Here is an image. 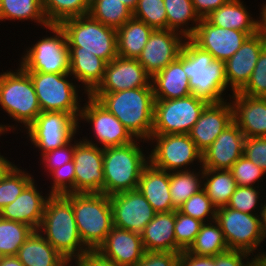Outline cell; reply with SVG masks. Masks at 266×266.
Here are the masks:
<instances>
[{
	"mask_svg": "<svg viewBox=\"0 0 266 266\" xmlns=\"http://www.w3.org/2000/svg\"><path fill=\"white\" fill-rule=\"evenodd\" d=\"M262 98L266 101V94Z\"/></svg>",
	"mask_w": 266,
	"mask_h": 266,
	"instance_id": "003e7915",
	"label": "cell"
},
{
	"mask_svg": "<svg viewBox=\"0 0 266 266\" xmlns=\"http://www.w3.org/2000/svg\"><path fill=\"white\" fill-rule=\"evenodd\" d=\"M149 140L156 141L155 148L149 155V162L158 169L179 171L178 169L193 164L196 159L202 163V152L189 134L151 135Z\"/></svg>",
	"mask_w": 266,
	"mask_h": 266,
	"instance_id": "4fadbf2b",
	"label": "cell"
},
{
	"mask_svg": "<svg viewBox=\"0 0 266 266\" xmlns=\"http://www.w3.org/2000/svg\"><path fill=\"white\" fill-rule=\"evenodd\" d=\"M175 210L156 213L141 233L145 251L176 253Z\"/></svg>",
	"mask_w": 266,
	"mask_h": 266,
	"instance_id": "83f0119b",
	"label": "cell"
},
{
	"mask_svg": "<svg viewBox=\"0 0 266 266\" xmlns=\"http://www.w3.org/2000/svg\"><path fill=\"white\" fill-rule=\"evenodd\" d=\"M109 198L114 227L141 234L156 214L138 189L117 193Z\"/></svg>",
	"mask_w": 266,
	"mask_h": 266,
	"instance_id": "9a60e30c",
	"label": "cell"
},
{
	"mask_svg": "<svg viewBox=\"0 0 266 266\" xmlns=\"http://www.w3.org/2000/svg\"><path fill=\"white\" fill-rule=\"evenodd\" d=\"M71 142L72 140L65 146L59 147L42 155V161H45L43 163L46 164L47 168L49 169V173L52 170L60 168L62 165L73 160L74 144Z\"/></svg>",
	"mask_w": 266,
	"mask_h": 266,
	"instance_id": "f907efd6",
	"label": "cell"
},
{
	"mask_svg": "<svg viewBox=\"0 0 266 266\" xmlns=\"http://www.w3.org/2000/svg\"><path fill=\"white\" fill-rule=\"evenodd\" d=\"M88 14L98 22L115 29L133 17V12L120 0H90Z\"/></svg>",
	"mask_w": 266,
	"mask_h": 266,
	"instance_id": "8d00e7d4",
	"label": "cell"
},
{
	"mask_svg": "<svg viewBox=\"0 0 266 266\" xmlns=\"http://www.w3.org/2000/svg\"><path fill=\"white\" fill-rule=\"evenodd\" d=\"M133 17L153 29H167V15L164 0H138Z\"/></svg>",
	"mask_w": 266,
	"mask_h": 266,
	"instance_id": "b9f144b4",
	"label": "cell"
},
{
	"mask_svg": "<svg viewBox=\"0 0 266 266\" xmlns=\"http://www.w3.org/2000/svg\"><path fill=\"white\" fill-rule=\"evenodd\" d=\"M183 37L173 30L154 29L137 61L153 77L179 57L184 44Z\"/></svg>",
	"mask_w": 266,
	"mask_h": 266,
	"instance_id": "e0dca14e",
	"label": "cell"
},
{
	"mask_svg": "<svg viewBox=\"0 0 266 266\" xmlns=\"http://www.w3.org/2000/svg\"><path fill=\"white\" fill-rule=\"evenodd\" d=\"M71 204L82 243L97 250L114 227L110 198L103 193H71Z\"/></svg>",
	"mask_w": 266,
	"mask_h": 266,
	"instance_id": "277c9868",
	"label": "cell"
},
{
	"mask_svg": "<svg viewBox=\"0 0 266 266\" xmlns=\"http://www.w3.org/2000/svg\"><path fill=\"white\" fill-rule=\"evenodd\" d=\"M137 145L133 141L123 146L103 148L104 194L107 196L138 188L149 157H145Z\"/></svg>",
	"mask_w": 266,
	"mask_h": 266,
	"instance_id": "5b68a950",
	"label": "cell"
},
{
	"mask_svg": "<svg viewBox=\"0 0 266 266\" xmlns=\"http://www.w3.org/2000/svg\"><path fill=\"white\" fill-rule=\"evenodd\" d=\"M7 158L0 155V181L6 176V174L14 167Z\"/></svg>",
	"mask_w": 266,
	"mask_h": 266,
	"instance_id": "6f0895ef",
	"label": "cell"
},
{
	"mask_svg": "<svg viewBox=\"0 0 266 266\" xmlns=\"http://www.w3.org/2000/svg\"><path fill=\"white\" fill-rule=\"evenodd\" d=\"M261 31L264 33L266 39V16L261 18Z\"/></svg>",
	"mask_w": 266,
	"mask_h": 266,
	"instance_id": "be15d7a7",
	"label": "cell"
},
{
	"mask_svg": "<svg viewBox=\"0 0 266 266\" xmlns=\"http://www.w3.org/2000/svg\"><path fill=\"white\" fill-rule=\"evenodd\" d=\"M260 14L262 18L266 16V4L263 5L262 12Z\"/></svg>",
	"mask_w": 266,
	"mask_h": 266,
	"instance_id": "03108f58",
	"label": "cell"
},
{
	"mask_svg": "<svg viewBox=\"0 0 266 266\" xmlns=\"http://www.w3.org/2000/svg\"><path fill=\"white\" fill-rule=\"evenodd\" d=\"M233 121L231 102L209 103L188 134L197 148L203 152Z\"/></svg>",
	"mask_w": 266,
	"mask_h": 266,
	"instance_id": "7402d4cb",
	"label": "cell"
},
{
	"mask_svg": "<svg viewBox=\"0 0 266 266\" xmlns=\"http://www.w3.org/2000/svg\"><path fill=\"white\" fill-rule=\"evenodd\" d=\"M75 261L77 266H122L105 258L96 250H88Z\"/></svg>",
	"mask_w": 266,
	"mask_h": 266,
	"instance_id": "db71d44e",
	"label": "cell"
},
{
	"mask_svg": "<svg viewBox=\"0 0 266 266\" xmlns=\"http://www.w3.org/2000/svg\"><path fill=\"white\" fill-rule=\"evenodd\" d=\"M86 140V141H85ZM75 193H103V148L84 139L74 144Z\"/></svg>",
	"mask_w": 266,
	"mask_h": 266,
	"instance_id": "5bb4252c",
	"label": "cell"
},
{
	"mask_svg": "<svg viewBox=\"0 0 266 266\" xmlns=\"http://www.w3.org/2000/svg\"><path fill=\"white\" fill-rule=\"evenodd\" d=\"M179 266H214V257L191 254L187 250L181 251Z\"/></svg>",
	"mask_w": 266,
	"mask_h": 266,
	"instance_id": "11a10c76",
	"label": "cell"
},
{
	"mask_svg": "<svg viewBox=\"0 0 266 266\" xmlns=\"http://www.w3.org/2000/svg\"><path fill=\"white\" fill-rule=\"evenodd\" d=\"M70 71L77 81L84 83L85 91L90 95L101 83L106 62L87 52H69Z\"/></svg>",
	"mask_w": 266,
	"mask_h": 266,
	"instance_id": "4dcf8cb0",
	"label": "cell"
},
{
	"mask_svg": "<svg viewBox=\"0 0 266 266\" xmlns=\"http://www.w3.org/2000/svg\"><path fill=\"white\" fill-rule=\"evenodd\" d=\"M33 19L47 27L50 25L44 15L41 0H0V20Z\"/></svg>",
	"mask_w": 266,
	"mask_h": 266,
	"instance_id": "f35d334b",
	"label": "cell"
},
{
	"mask_svg": "<svg viewBox=\"0 0 266 266\" xmlns=\"http://www.w3.org/2000/svg\"><path fill=\"white\" fill-rule=\"evenodd\" d=\"M6 130V132L8 131V127L5 125H0V134L4 133Z\"/></svg>",
	"mask_w": 266,
	"mask_h": 266,
	"instance_id": "e7e4bbea",
	"label": "cell"
},
{
	"mask_svg": "<svg viewBox=\"0 0 266 266\" xmlns=\"http://www.w3.org/2000/svg\"><path fill=\"white\" fill-rule=\"evenodd\" d=\"M228 0H192L194 10L200 19L206 18Z\"/></svg>",
	"mask_w": 266,
	"mask_h": 266,
	"instance_id": "9f6ffc18",
	"label": "cell"
},
{
	"mask_svg": "<svg viewBox=\"0 0 266 266\" xmlns=\"http://www.w3.org/2000/svg\"><path fill=\"white\" fill-rule=\"evenodd\" d=\"M155 99H176L191 93L189 78L183 70V47L179 57L152 77Z\"/></svg>",
	"mask_w": 266,
	"mask_h": 266,
	"instance_id": "4316f807",
	"label": "cell"
},
{
	"mask_svg": "<svg viewBox=\"0 0 266 266\" xmlns=\"http://www.w3.org/2000/svg\"><path fill=\"white\" fill-rule=\"evenodd\" d=\"M32 180L31 175L14 166L0 181V210L12 203Z\"/></svg>",
	"mask_w": 266,
	"mask_h": 266,
	"instance_id": "60d3db41",
	"label": "cell"
},
{
	"mask_svg": "<svg viewBox=\"0 0 266 266\" xmlns=\"http://www.w3.org/2000/svg\"><path fill=\"white\" fill-rule=\"evenodd\" d=\"M33 231L24 223L0 217V257L17 255L20 247Z\"/></svg>",
	"mask_w": 266,
	"mask_h": 266,
	"instance_id": "ab89813d",
	"label": "cell"
},
{
	"mask_svg": "<svg viewBox=\"0 0 266 266\" xmlns=\"http://www.w3.org/2000/svg\"><path fill=\"white\" fill-rule=\"evenodd\" d=\"M78 120L66 112H41L27 128L32 143L42 155L68 144L79 128Z\"/></svg>",
	"mask_w": 266,
	"mask_h": 266,
	"instance_id": "7c38bea8",
	"label": "cell"
},
{
	"mask_svg": "<svg viewBox=\"0 0 266 266\" xmlns=\"http://www.w3.org/2000/svg\"><path fill=\"white\" fill-rule=\"evenodd\" d=\"M184 168L179 171L169 172V185L172 206L177 210L186 200H188L193 194L203 189V169L199 175L190 169ZM201 178L199 180V176Z\"/></svg>",
	"mask_w": 266,
	"mask_h": 266,
	"instance_id": "d590c367",
	"label": "cell"
},
{
	"mask_svg": "<svg viewBox=\"0 0 266 266\" xmlns=\"http://www.w3.org/2000/svg\"><path fill=\"white\" fill-rule=\"evenodd\" d=\"M0 266H24V264L15 255L0 257Z\"/></svg>",
	"mask_w": 266,
	"mask_h": 266,
	"instance_id": "680465c9",
	"label": "cell"
},
{
	"mask_svg": "<svg viewBox=\"0 0 266 266\" xmlns=\"http://www.w3.org/2000/svg\"><path fill=\"white\" fill-rule=\"evenodd\" d=\"M211 221L202 224L195 241L187 250L189 253L214 257L229 250L219 223L216 220Z\"/></svg>",
	"mask_w": 266,
	"mask_h": 266,
	"instance_id": "836d02e7",
	"label": "cell"
},
{
	"mask_svg": "<svg viewBox=\"0 0 266 266\" xmlns=\"http://www.w3.org/2000/svg\"><path fill=\"white\" fill-rule=\"evenodd\" d=\"M232 98L233 120L245 137H266V101L239 92Z\"/></svg>",
	"mask_w": 266,
	"mask_h": 266,
	"instance_id": "d4e9b609",
	"label": "cell"
},
{
	"mask_svg": "<svg viewBox=\"0 0 266 266\" xmlns=\"http://www.w3.org/2000/svg\"><path fill=\"white\" fill-rule=\"evenodd\" d=\"M215 220L221 227L229 250L250 254L264 241L260 215H252L223 206L217 208Z\"/></svg>",
	"mask_w": 266,
	"mask_h": 266,
	"instance_id": "8fae6325",
	"label": "cell"
},
{
	"mask_svg": "<svg viewBox=\"0 0 266 266\" xmlns=\"http://www.w3.org/2000/svg\"><path fill=\"white\" fill-rule=\"evenodd\" d=\"M248 256L250 254L243 251L227 250L214 256V266H248L250 261L243 262Z\"/></svg>",
	"mask_w": 266,
	"mask_h": 266,
	"instance_id": "f5cc1de1",
	"label": "cell"
},
{
	"mask_svg": "<svg viewBox=\"0 0 266 266\" xmlns=\"http://www.w3.org/2000/svg\"><path fill=\"white\" fill-rule=\"evenodd\" d=\"M243 155L266 172V137L245 138Z\"/></svg>",
	"mask_w": 266,
	"mask_h": 266,
	"instance_id": "681fc988",
	"label": "cell"
},
{
	"mask_svg": "<svg viewBox=\"0 0 266 266\" xmlns=\"http://www.w3.org/2000/svg\"><path fill=\"white\" fill-rule=\"evenodd\" d=\"M48 195L38 232H44L43 237L70 263L89 250L77 230L71 193Z\"/></svg>",
	"mask_w": 266,
	"mask_h": 266,
	"instance_id": "7a4b0ae2",
	"label": "cell"
},
{
	"mask_svg": "<svg viewBox=\"0 0 266 266\" xmlns=\"http://www.w3.org/2000/svg\"><path fill=\"white\" fill-rule=\"evenodd\" d=\"M152 77L137 59L117 56L106 63L103 79L92 93H114L127 89L152 87Z\"/></svg>",
	"mask_w": 266,
	"mask_h": 266,
	"instance_id": "d6986e66",
	"label": "cell"
},
{
	"mask_svg": "<svg viewBox=\"0 0 266 266\" xmlns=\"http://www.w3.org/2000/svg\"><path fill=\"white\" fill-rule=\"evenodd\" d=\"M47 28L55 36L44 37L27 50L20 67L26 72L67 74L70 57L66 33L60 25H49Z\"/></svg>",
	"mask_w": 266,
	"mask_h": 266,
	"instance_id": "9c48e42d",
	"label": "cell"
},
{
	"mask_svg": "<svg viewBox=\"0 0 266 266\" xmlns=\"http://www.w3.org/2000/svg\"><path fill=\"white\" fill-rule=\"evenodd\" d=\"M245 135L233 121L215 141L202 152L203 169H226L243 156Z\"/></svg>",
	"mask_w": 266,
	"mask_h": 266,
	"instance_id": "44dd1931",
	"label": "cell"
},
{
	"mask_svg": "<svg viewBox=\"0 0 266 266\" xmlns=\"http://www.w3.org/2000/svg\"><path fill=\"white\" fill-rule=\"evenodd\" d=\"M154 29L134 17L116 29L117 53L123 58L137 59Z\"/></svg>",
	"mask_w": 266,
	"mask_h": 266,
	"instance_id": "1f68e13d",
	"label": "cell"
},
{
	"mask_svg": "<svg viewBox=\"0 0 266 266\" xmlns=\"http://www.w3.org/2000/svg\"><path fill=\"white\" fill-rule=\"evenodd\" d=\"M208 101L190 94L176 99H155L152 135L188 134Z\"/></svg>",
	"mask_w": 266,
	"mask_h": 266,
	"instance_id": "ba28073f",
	"label": "cell"
},
{
	"mask_svg": "<svg viewBox=\"0 0 266 266\" xmlns=\"http://www.w3.org/2000/svg\"><path fill=\"white\" fill-rule=\"evenodd\" d=\"M184 215L193 217L194 219L200 220L203 223L206 217L211 215L210 218L216 219L217 208L212 204L211 200L208 198L206 191L204 189L193 194L188 200H186L178 209Z\"/></svg>",
	"mask_w": 266,
	"mask_h": 266,
	"instance_id": "ee69618b",
	"label": "cell"
},
{
	"mask_svg": "<svg viewBox=\"0 0 266 266\" xmlns=\"http://www.w3.org/2000/svg\"><path fill=\"white\" fill-rule=\"evenodd\" d=\"M266 46L264 33L249 36L242 46L225 62V76L232 91L239 92L250 80L262 49Z\"/></svg>",
	"mask_w": 266,
	"mask_h": 266,
	"instance_id": "ffe728a7",
	"label": "cell"
},
{
	"mask_svg": "<svg viewBox=\"0 0 266 266\" xmlns=\"http://www.w3.org/2000/svg\"><path fill=\"white\" fill-rule=\"evenodd\" d=\"M48 198L49 196L44 199L37 191L33 179L12 203L0 210V217L24 223L37 231L41 225Z\"/></svg>",
	"mask_w": 266,
	"mask_h": 266,
	"instance_id": "cb8c5ba5",
	"label": "cell"
},
{
	"mask_svg": "<svg viewBox=\"0 0 266 266\" xmlns=\"http://www.w3.org/2000/svg\"><path fill=\"white\" fill-rule=\"evenodd\" d=\"M124 3L125 6H127L132 12L137 6L138 0H120Z\"/></svg>",
	"mask_w": 266,
	"mask_h": 266,
	"instance_id": "6125c7cd",
	"label": "cell"
},
{
	"mask_svg": "<svg viewBox=\"0 0 266 266\" xmlns=\"http://www.w3.org/2000/svg\"><path fill=\"white\" fill-rule=\"evenodd\" d=\"M91 97L112 113L138 139H150L154 120L152 87L127 89L114 93H91Z\"/></svg>",
	"mask_w": 266,
	"mask_h": 266,
	"instance_id": "6da1fadb",
	"label": "cell"
},
{
	"mask_svg": "<svg viewBox=\"0 0 266 266\" xmlns=\"http://www.w3.org/2000/svg\"><path fill=\"white\" fill-rule=\"evenodd\" d=\"M53 185L50 195H66L75 193V166L72 161L67 162L60 168L51 171Z\"/></svg>",
	"mask_w": 266,
	"mask_h": 266,
	"instance_id": "7dc6e473",
	"label": "cell"
},
{
	"mask_svg": "<svg viewBox=\"0 0 266 266\" xmlns=\"http://www.w3.org/2000/svg\"><path fill=\"white\" fill-rule=\"evenodd\" d=\"M16 256L24 266H71L38 230L30 234Z\"/></svg>",
	"mask_w": 266,
	"mask_h": 266,
	"instance_id": "f1b7e54d",
	"label": "cell"
},
{
	"mask_svg": "<svg viewBox=\"0 0 266 266\" xmlns=\"http://www.w3.org/2000/svg\"><path fill=\"white\" fill-rule=\"evenodd\" d=\"M261 210H260V221H261V230H262V234H263V238L266 237V203L264 204V206L261 204Z\"/></svg>",
	"mask_w": 266,
	"mask_h": 266,
	"instance_id": "94428289",
	"label": "cell"
},
{
	"mask_svg": "<svg viewBox=\"0 0 266 266\" xmlns=\"http://www.w3.org/2000/svg\"><path fill=\"white\" fill-rule=\"evenodd\" d=\"M239 93L251 97H263L266 94V46L258 57L250 80Z\"/></svg>",
	"mask_w": 266,
	"mask_h": 266,
	"instance_id": "bcb514c9",
	"label": "cell"
},
{
	"mask_svg": "<svg viewBox=\"0 0 266 266\" xmlns=\"http://www.w3.org/2000/svg\"><path fill=\"white\" fill-rule=\"evenodd\" d=\"M37 95L42 112H66L77 120L81 113L76 85L70 83L67 74L27 72Z\"/></svg>",
	"mask_w": 266,
	"mask_h": 266,
	"instance_id": "30bf717a",
	"label": "cell"
},
{
	"mask_svg": "<svg viewBox=\"0 0 266 266\" xmlns=\"http://www.w3.org/2000/svg\"><path fill=\"white\" fill-rule=\"evenodd\" d=\"M184 39L183 70L189 78L191 93L209 103L223 102L222 93L228 87L225 62L197 46L190 38Z\"/></svg>",
	"mask_w": 266,
	"mask_h": 266,
	"instance_id": "3957f363",
	"label": "cell"
},
{
	"mask_svg": "<svg viewBox=\"0 0 266 266\" xmlns=\"http://www.w3.org/2000/svg\"><path fill=\"white\" fill-rule=\"evenodd\" d=\"M259 191L256 188L248 186H237L235 192L232 194L227 207L232 208L237 211L249 213L252 215L253 210L255 212L256 206L258 205L257 201L259 197Z\"/></svg>",
	"mask_w": 266,
	"mask_h": 266,
	"instance_id": "c3c4849f",
	"label": "cell"
},
{
	"mask_svg": "<svg viewBox=\"0 0 266 266\" xmlns=\"http://www.w3.org/2000/svg\"><path fill=\"white\" fill-rule=\"evenodd\" d=\"M250 35L235 29H225L211 24L206 18L200 19L190 39L214 59L226 62L242 46Z\"/></svg>",
	"mask_w": 266,
	"mask_h": 266,
	"instance_id": "ac0fdd59",
	"label": "cell"
},
{
	"mask_svg": "<svg viewBox=\"0 0 266 266\" xmlns=\"http://www.w3.org/2000/svg\"><path fill=\"white\" fill-rule=\"evenodd\" d=\"M235 179L237 186L253 187L256 181L262 179L265 171L257 164L241 156L229 169Z\"/></svg>",
	"mask_w": 266,
	"mask_h": 266,
	"instance_id": "f6af8a7d",
	"label": "cell"
},
{
	"mask_svg": "<svg viewBox=\"0 0 266 266\" xmlns=\"http://www.w3.org/2000/svg\"><path fill=\"white\" fill-rule=\"evenodd\" d=\"M88 96V101L81 108L80 119L93 124L96 139L102 147L123 146L135 141V137L127 130L124 125L110 113L96 99Z\"/></svg>",
	"mask_w": 266,
	"mask_h": 266,
	"instance_id": "2e32d148",
	"label": "cell"
},
{
	"mask_svg": "<svg viewBox=\"0 0 266 266\" xmlns=\"http://www.w3.org/2000/svg\"><path fill=\"white\" fill-rule=\"evenodd\" d=\"M137 189L156 213L176 210L171 202L169 172L158 169L149 162L142 170Z\"/></svg>",
	"mask_w": 266,
	"mask_h": 266,
	"instance_id": "484cf974",
	"label": "cell"
},
{
	"mask_svg": "<svg viewBox=\"0 0 266 266\" xmlns=\"http://www.w3.org/2000/svg\"><path fill=\"white\" fill-rule=\"evenodd\" d=\"M134 266H179V253L145 251Z\"/></svg>",
	"mask_w": 266,
	"mask_h": 266,
	"instance_id": "816d5d0a",
	"label": "cell"
},
{
	"mask_svg": "<svg viewBox=\"0 0 266 266\" xmlns=\"http://www.w3.org/2000/svg\"><path fill=\"white\" fill-rule=\"evenodd\" d=\"M44 15L50 25H60L63 21L87 15L90 0H41Z\"/></svg>",
	"mask_w": 266,
	"mask_h": 266,
	"instance_id": "74e56055",
	"label": "cell"
},
{
	"mask_svg": "<svg viewBox=\"0 0 266 266\" xmlns=\"http://www.w3.org/2000/svg\"><path fill=\"white\" fill-rule=\"evenodd\" d=\"M209 177V178H208ZM203 189L216 207L227 206L237 184L230 170L203 169Z\"/></svg>",
	"mask_w": 266,
	"mask_h": 266,
	"instance_id": "d6a6232c",
	"label": "cell"
},
{
	"mask_svg": "<svg viewBox=\"0 0 266 266\" xmlns=\"http://www.w3.org/2000/svg\"><path fill=\"white\" fill-rule=\"evenodd\" d=\"M164 7L167 15V29L179 32L186 39L190 38L200 22L192 0H164ZM188 21H194L196 25L184 29V25L187 26Z\"/></svg>",
	"mask_w": 266,
	"mask_h": 266,
	"instance_id": "e575fe53",
	"label": "cell"
},
{
	"mask_svg": "<svg viewBox=\"0 0 266 266\" xmlns=\"http://www.w3.org/2000/svg\"><path fill=\"white\" fill-rule=\"evenodd\" d=\"M0 105L26 129L42 112L32 79L21 67L17 72L0 74Z\"/></svg>",
	"mask_w": 266,
	"mask_h": 266,
	"instance_id": "52a82bcc",
	"label": "cell"
},
{
	"mask_svg": "<svg viewBox=\"0 0 266 266\" xmlns=\"http://www.w3.org/2000/svg\"><path fill=\"white\" fill-rule=\"evenodd\" d=\"M252 18L240 0H228L206 17L215 26L243 31L250 36L261 31V20Z\"/></svg>",
	"mask_w": 266,
	"mask_h": 266,
	"instance_id": "f546056e",
	"label": "cell"
},
{
	"mask_svg": "<svg viewBox=\"0 0 266 266\" xmlns=\"http://www.w3.org/2000/svg\"><path fill=\"white\" fill-rule=\"evenodd\" d=\"M203 222L175 210L174 233L176 238V253L188 250L195 241Z\"/></svg>",
	"mask_w": 266,
	"mask_h": 266,
	"instance_id": "7bdbcfd3",
	"label": "cell"
},
{
	"mask_svg": "<svg viewBox=\"0 0 266 266\" xmlns=\"http://www.w3.org/2000/svg\"><path fill=\"white\" fill-rule=\"evenodd\" d=\"M259 255V256H258ZM248 266H266V253H259L255 256Z\"/></svg>",
	"mask_w": 266,
	"mask_h": 266,
	"instance_id": "91938a15",
	"label": "cell"
},
{
	"mask_svg": "<svg viewBox=\"0 0 266 266\" xmlns=\"http://www.w3.org/2000/svg\"><path fill=\"white\" fill-rule=\"evenodd\" d=\"M105 258L122 266H134L145 250L141 234L113 227L96 250Z\"/></svg>",
	"mask_w": 266,
	"mask_h": 266,
	"instance_id": "603a6c76",
	"label": "cell"
},
{
	"mask_svg": "<svg viewBox=\"0 0 266 266\" xmlns=\"http://www.w3.org/2000/svg\"><path fill=\"white\" fill-rule=\"evenodd\" d=\"M60 26L66 33L69 52L93 53L106 63L118 56L116 29L89 14L67 19Z\"/></svg>",
	"mask_w": 266,
	"mask_h": 266,
	"instance_id": "8992f818",
	"label": "cell"
}]
</instances>
